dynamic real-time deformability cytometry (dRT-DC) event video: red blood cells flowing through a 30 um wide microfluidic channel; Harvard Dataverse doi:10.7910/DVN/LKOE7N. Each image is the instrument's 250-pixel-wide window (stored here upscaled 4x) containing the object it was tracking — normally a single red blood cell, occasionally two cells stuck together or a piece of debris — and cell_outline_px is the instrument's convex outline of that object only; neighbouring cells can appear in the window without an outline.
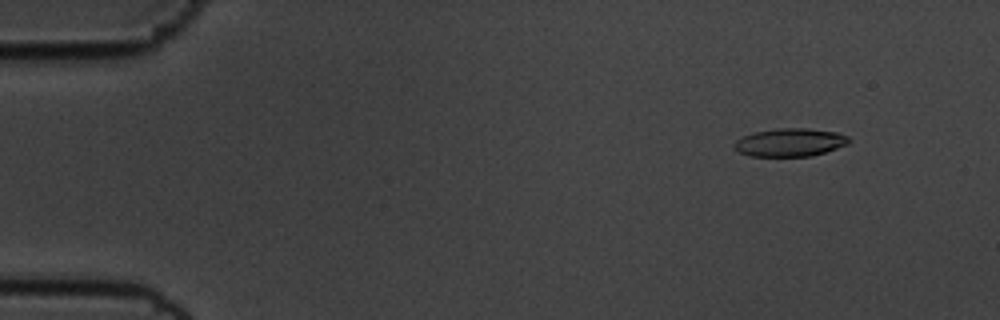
{"species": "common noctule bat (a hibernating species)", "species_latin": "Nyctalus noctula", "temperature_condition": "cold", "stored_images_in_passage": 57, "camera_frame_rate_fps": 3000, "um_per_image_px": 0.085, "animal": {"sex": "male", "body_mass_g": 19.5, "forearm_length_mm": 54.6}, "frame": {"image": 1, "passage_image": 6, "time_ms": 1.667, "image_size_px": [1000, 320], "cell_outline_px": [[852, 140], [848, 144], [812, 156], [748, 156], [740, 152], [732, 144], [736, 140], [752, 132], [780, 128], [808, 128], [836, 132], [848, 136]], "centroid_in_image_um": [67.16, 12.1], "position_along_channel_um": 17.8, "area_um2": 18.79}}
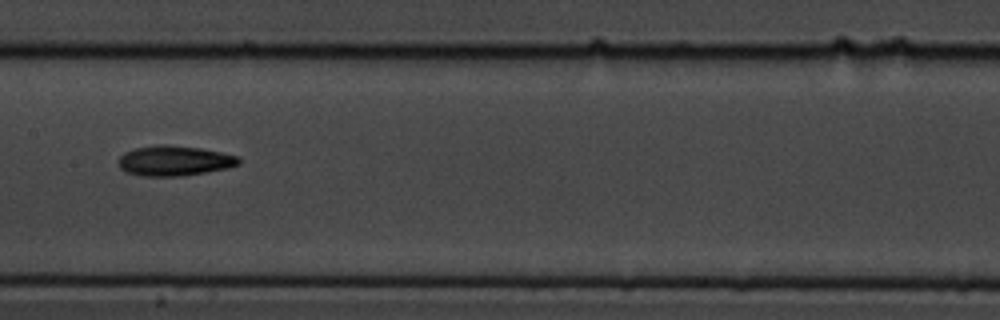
{"frame": {"image": 2, "passage_image": 29, "time_ms": 9.333, "image_size_px": [1000, 320], "cell_outline_px": [[240, 164], [228, 168], [184, 176], [144, 176], [124, 172], [120, 168], [120, 156], [124, 152], [136, 148], [160, 144], [168, 144], [200, 148], [240, 156]], "centroid_in_image_um": [14.84, 13.66], "position_along_channel_um": 192.6, "area_um2": 21.21}}
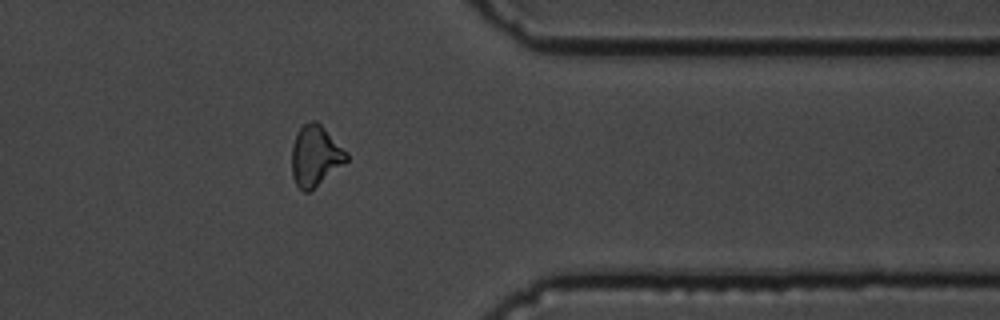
{"frame": {"image": 3, "passage_image": 46, "time_ms": 15.0, "image_size_px": [1000, 320], "cell_outline_px": [[348, 160], [344, 164], [308, 192], [304, 192], [296, 184], [292, 176], [292, 144], [300, 128], [304, 124], [312, 120], [316, 120], [348, 152]], "centroid_in_image_um": [26.81, 13.24], "position_along_channel_um": 384.6, "area_um2": 19.13}, "authors_computed_cell_mechanics": {"area_um2": 19.363, "velocity_mm_per_s": 3.5814, "shape_relaxation_time_tau1_ms": 3.1059, "shape_relaxation_time_tau2_ms": null, "deformation_change_tau1": 0.1197, "deformation_change_tau2": null}}